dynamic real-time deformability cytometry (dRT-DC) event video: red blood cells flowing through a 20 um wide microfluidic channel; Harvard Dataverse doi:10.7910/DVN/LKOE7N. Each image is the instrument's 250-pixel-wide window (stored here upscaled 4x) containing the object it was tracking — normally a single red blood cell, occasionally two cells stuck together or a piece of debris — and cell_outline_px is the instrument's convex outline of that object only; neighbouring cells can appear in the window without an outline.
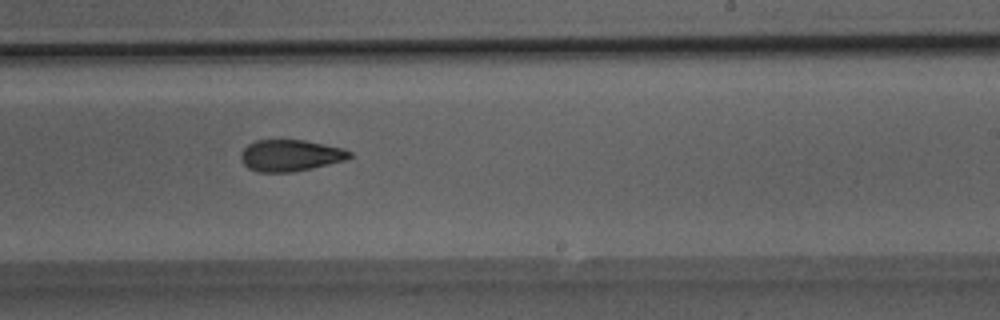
{"species": "Egyptian fruit bat (a non-hibernating species)", "species_latin": "Rousettus aegyptiacus", "temperature_condition": "room temperature", "stored_images_in_passage": 27, "camera_frame_rate_fps": 3000, "um_per_image_px": 0.085, "animal": {"sex": "male"}, "frame": {"image": 1, "passage_image": 19, "time_ms": 6.0, "image_size_px": [1000, 320], "cell_outline_px": [[352, 156], [344, 160], [312, 168], [292, 172], [256, 172], [248, 168], [244, 164], [240, 156], [240, 152], [248, 144], [256, 140], [304, 140], [344, 148], [352, 152]], "centroid_in_image_um": [24.66, 13.21], "position_along_channel_um": 264.3, "area_um2": 20.0}}
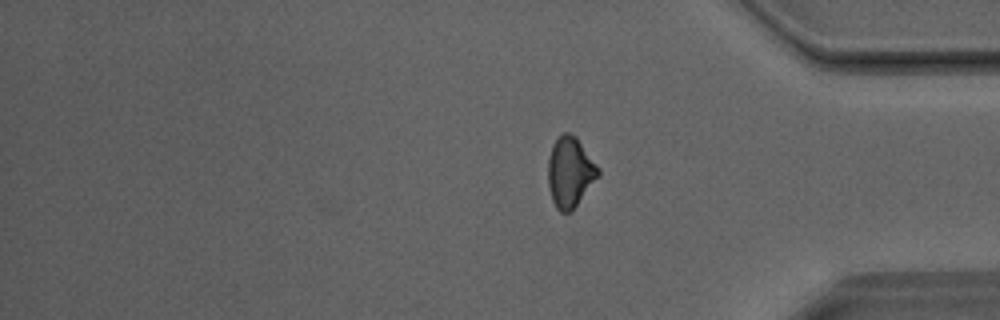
{"frame": {"image": 2, "passage_image": 27, "time_ms": 8.667, "image_size_px": [1000, 320], "cell_outline_px": [[600, 176], [572, 212], [560, 212], [556, 208], [552, 200], [548, 184], [548, 160], [552, 144], [556, 136], [564, 132], [568, 132], [576, 136], [600, 168]], "centroid_in_image_um": [48.47, 14.63], "position_along_channel_um": 386.7, "area_um2": 21.04}}